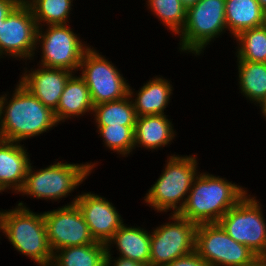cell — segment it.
Segmentation results:
<instances>
[{
  "mask_svg": "<svg viewBox=\"0 0 266 266\" xmlns=\"http://www.w3.org/2000/svg\"><path fill=\"white\" fill-rule=\"evenodd\" d=\"M7 100V95L0 96L1 140L20 143L58 125L54 112L20 83Z\"/></svg>",
  "mask_w": 266,
  "mask_h": 266,
  "instance_id": "cell-1",
  "label": "cell"
},
{
  "mask_svg": "<svg viewBox=\"0 0 266 266\" xmlns=\"http://www.w3.org/2000/svg\"><path fill=\"white\" fill-rule=\"evenodd\" d=\"M246 194L247 190L225 178L201 173L195 177L179 215L197 225L218 223Z\"/></svg>",
  "mask_w": 266,
  "mask_h": 266,
  "instance_id": "cell-2",
  "label": "cell"
},
{
  "mask_svg": "<svg viewBox=\"0 0 266 266\" xmlns=\"http://www.w3.org/2000/svg\"><path fill=\"white\" fill-rule=\"evenodd\" d=\"M1 230L17 251L37 265H51L53 252L48 243L43 213L36 214L20 202L11 211H0Z\"/></svg>",
  "mask_w": 266,
  "mask_h": 266,
  "instance_id": "cell-3",
  "label": "cell"
},
{
  "mask_svg": "<svg viewBox=\"0 0 266 266\" xmlns=\"http://www.w3.org/2000/svg\"><path fill=\"white\" fill-rule=\"evenodd\" d=\"M197 164L195 156H170L165 170L144 197L145 202L157 212L173 209V214H179L185 206L186 194L198 175Z\"/></svg>",
  "mask_w": 266,
  "mask_h": 266,
  "instance_id": "cell-4",
  "label": "cell"
},
{
  "mask_svg": "<svg viewBox=\"0 0 266 266\" xmlns=\"http://www.w3.org/2000/svg\"><path fill=\"white\" fill-rule=\"evenodd\" d=\"M94 163L70 164L57 162L34 172L31 163L19 193L35 198L58 200L66 197L87 178Z\"/></svg>",
  "mask_w": 266,
  "mask_h": 266,
  "instance_id": "cell-5",
  "label": "cell"
},
{
  "mask_svg": "<svg viewBox=\"0 0 266 266\" xmlns=\"http://www.w3.org/2000/svg\"><path fill=\"white\" fill-rule=\"evenodd\" d=\"M225 29V0H199L187 9L179 49L199 55Z\"/></svg>",
  "mask_w": 266,
  "mask_h": 266,
  "instance_id": "cell-6",
  "label": "cell"
},
{
  "mask_svg": "<svg viewBox=\"0 0 266 266\" xmlns=\"http://www.w3.org/2000/svg\"><path fill=\"white\" fill-rule=\"evenodd\" d=\"M195 252L211 266H247L259 257L231 238L219 223L197 225Z\"/></svg>",
  "mask_w": 266,
  "mask_h": 266,
  "instance_id": "cell-7",
  "label": "cell"
},
{
  "mask_svg": "<svg viewBox=\"0 0 266 266\" xmlns=\"http://www.w3.org/2000/svg\"><path fill=\"white\" fill-rule=\"evenodd\" d=\"M261 206L255 197L246 194L218 223L236 242L249 247L259 257H266V220Z\"/></svg>",
  "mask_w": 266,
  "mask_h": 266,
  "instance_id": "cell-8",
  "label": "cell"
},
{
  "mask_svg": "<svg viewBox=\"0 0 266 266\" xmlns=\"http://www.w3.org/2000/svg\"><path fill=\"white\" fill-rule=\"evenodd\" d=\"M111 62L90 48L85 52L79 69L88 86L93 105L119 100L129 94V84Z\"/></svg>",
  "mask_w": 266,
  "mask_h": 266,
  "instance_id": "cell-9",
  "label": "cell"
},
{
  "mask_svg": "<svg viewBox=\"0 0 266 266\" xmlns=\"http://www.w3.org/2000/svg\"><path fill=\"white\" fill-rule=\"evenodd\" d=\"M151 232L150 266H164L195 251L197 224L179 214Z\"/></svg>",
  "mask_w": 266,
  "mask_h": 266,
  "instance_id": "cell-10",
  "label": "cell"
},
{
  "mask_svg": "<svg viewBox=\"0 0 266 266\" xmlns=\"http://www.w3.org/2000/svg\"><path fill=\"white\" fill-rule=\"evenodd\" d=\"M67 25H48L44 33L42 26L38 27L37 44L39 42L42 45V67L62 68L73 73L78 71L81 60L90 47L82 44L77 34Z\"/></svg>",
  "mask_w": 266,
  "mask_h": 266,
  "instance_id": "cell-11",
  "label": "cell"
},
{
  "mask_svg": "<svg viewBox=\"0 0 266 266\" xmlns=\"http://www.w3.org/2000/svg\"><path fill=\"white\" fill-rule=\"evenodd\" d=\"M37 30L32 11L22 0L6 19L1 21L0 57L9 54L14 58H32L37 49Z\"/></svg>",
  "mask_w": 266,
  "mask_h": 266,
  "instance_id": "cell-12",
  "label": "cell"
},
{
  "mask_svg": "<svg viewBox=\"0 0 266 266\" xmlns=\"http://www.w3.org/2000/svg\"><path fill=\"white\" fill-rule=\"evenodd\" d=\"M47 239L52 252L61 248L95 243L76 204H67L43 213Z\"/></svg>",
  "mask_w": 266,
  "mask_h": 266,
  "instance_id": "cell-13",
  "label": "cell"
},
{
  "mask_svg": "<svg viewBox=\"0 0 266 266\" xmlns=\"http://www.w3.org/2000/svg\"><path fill=\"white\" fill-rule=\"evenodd\" d=\"M71 204H76L81 211L95 242L107 245L123 225V219L113 204L99 195L83 193L77 195Z\"/></svg>",
  "mask_w": 266,
  "mask_h": 266,
  "instance_id": "cell-14",
  "label": "cell"
},
{
  "mask_svg": "<svg viewBox=\"0 0 266 266\" xmlns=\"http://www.w3.org/2000/svg\"><path fill=\"white\" fill-rule=\"evenodd\" d=\"M25 71L19 83L53 112L57 110L60 97L69 78L74 75L62 68H46Z\"/></svg>",
  "mask_w": 266,
  "mask_h": 266,
  "instance_id": "cell-15",
  "label": "cell"
},
{
  "mask_svg": "<svg viewBox=\"0 0 266 266\" xmlns=\"http://www.w3.org/2000/svg\"><path fill=\"white\" fill-rule=\"evenodd\" d=\"M24 148L18 142L0 139L1 192L12 188L18 193L22 189L30 165L29 153Z\"/></svg>",
  "mask_w": 266,
  "mask_h": 266,
  "instance_id": "cell-16",
  "label": "cell"
},
{
  "mask_svg": "<svg viewBox=\"0 0 266 266\" xmlns=\"http://www.w3.org/2000/svg\"><path fill=\"white\" fill-rule=\"evenodd\" d=\"M172 122L166 115H146L136 118L134 129V147L158 149L166 146L176 135Z\"/></svg>",
  "mask_w": 266,
  "mask_h": 266,
  "instance_id": "cell-17",
  "label": "cell"
},
{
  "mask_svg": "<svg viewBox=\"0 0 266 266\" xmlns=\"http://www.w3.org/2000/svg\"><path fill=\"white\" fill-rule=\"evenodd\" d=\"M111 244L117 245L119 257L150 265L151 233L147 230L123 224L106 246L109 247Z\"/></svg>",
  "mask_w": 266,
  "mask_h": 266,
  "instance_id": "cell-18",
  "label": "cell"
},
{
  "mask_svg": "<svg viewBox=\"0 0 266 266\" xmlns=\"http://www.w3.org/2000/svg\"><path fill=\"white\" fill-rule=\"evenodd\" d=\"M72 75L67 81L60 97L57 110L54 112L57 122L64 119L83 116L86 112H93L94 105L85 81L79 76Z\"/></svg>",
  "mask_w": 266,
  "mask_h": 266,
  "instance_id": "cell-19",
  "label": "cell"
},
{
  "mask_svg": "<svg viewBox=\"0 0 266 266\" xmlns=\"http://www.w3.org/2000/svg\"><path fill=\"white\" fill-rule=\"evenodd\" d=\"M227 29L233 37L265 24V11L257 0H225Z\"/></svg>",
  "mask_w": 266,
  "mask_h": 266,
  "instance_id": "cell-20",
  "label": "cell"
},
{
  "mask_svg": "<svg viewBox=\"0 0 266 266\" xmlns=\"http://www.w3.org/2000/svg\"><path fill=\"white\" fill-rule=\"evenodd\" d=\"M172 85L163 77H155L149 80L136 93L133 105L137 117L146 115H165L164 109L168 106Z\"/></svg>",
  "mask_w": 266,
  "mask_h": 266,
  "instance_id": "cell-21",
  "label": "cell"
},
{
  "mask_svg": "<svg viewBox=\"0 0 266 266\" xmlns=\"http://www.w3.org/2000/svg\"><path fill=\"white\" fill-rule=\"evenodd\" d=\"M106 255L107 246L99 242L61 248L53 252L50 266H106Z\"/></svg>",
  "mask_w": 266,
  "mask_h": 266,
  "instance_id": "cell-22",
  "label": "cell"
},
{
  "mask_svg": "<svg viewBox=\"0 0 266 266\" xmlns=\"http://www.w3.org/2000/svg\"><path fill=\"white\" fill-rule=\"evenodd\" d=\"M133 90L119 100L95 105L93 113L97 125L135 126L137 115L132 102ZM131 100V101H130Z\"/></svg>",
  "mask_w": 266,
  "mask_h": 266,
  "instance_id": "cell-23",
  "label": "cell"
},
{
  "mask_svg": "<svg viewBox=\"0 0 266 266\" xmlns=\"http://www.w3.org/2000/svg\"><path fill=\"white\" fill-rule=\"evenodd\" d=\"M241 93L261 104L266 98V63L237 61Z\"/></svg>",
  "mask_w": 266,
  "mask_h": 266,
  "instance_id": "cell-24",
  "label": "cell"
},
{
  "mask_svg": "<svg viewBox=\"0 0 266 266\" xmlns=\"http://www.w3.org/2000/svg\"><path fill=\"white\" fill-rule=\"evenodd\" d=\"M31 9L38 27L67 24L73 0H23Z\"/></svg>",
  "mask_w": 266,
  "mask_h": 266,
  "instance_id": "cell-25",
  "label": "cell"
},
{
  "mask_svg": "<svg viewBox=\"0 0 266 266\" xmlns=\"http://www.w3.org/2000/svg\"><path fill=\"white\" fill-rule=\"evenodd\" d=\"M238 61L266 63V26L251 28L235 37Z\"/></svg>",
  "mask_w": 266,
  "mask_h": 266,
  "instance_id": "cell-26",
  "label": "cell"
},
{
  "mask_svg": "<svg viewBox=\"0 0 266 266\" xmlns=\"http://www.w3.org/2000/svg\"><path fill=\"white\" fill-rule=\"evenodd\" d=\"M148 6L175 34H179L186 22L187 9L180 0H148Z\"/></svg>",
  "mask_w": 266,
  "mask_h": 266,
  "instance_id": "cell-27",
  "label": "cell"
},
{
  "mask_svg": "<svg viewBox=\"0 0 266 266\" xmlns=\"http://www.w3.org/2000/svg\"><path fill=\"white\" fill-rule=\"evenodd\" d=\"M97 129L106 147L126 157L134 148L135 126L97 125Z\"/></svg>",
  "mask_w": 266,
  "mask_h": 266,
  "instance_id": "cell-28",
  "label": "cell"
},
{
  "mask_svg": "<svg viewBox=\"0 0 266 266\" xmlns=\"http://www.w3.org/2000/svg\"><path fill=\"white\" fill-rule=\"evenodd\" d=\"M164 266H211L205 260H203L195 251L175 259L171 263H168Z\"/></svg>",
  "mask_w": 266,
  "mask_h": 266,
  "instance_id": "cell-29",
  "label": "cell"
},
{
  "mask_svg": "<svg viewBox=\"0 0 266 266\" xmlns=\"http://www.w3.org/2000/svg\"><path fill=\"white\" fill-rule=\"evenodd\" d=\"M111 249L110 247H107V255H106V266H150V265H145V264H142V263H138L136 261H133V260H130L128 258H124V257H118L117 260H113L115 261L114 263H112L113 261L111 260V255L110 254L111 252ZM113 264V265H111Z\"/></svg>",
  "mask_w": 266,
  "mask_h": 266,
  "instance_id": "cell-30",
  "label": "cell"
},
{
  "mask_svg": "<svg viewBox=\"0 0 266 266\" xmlns=\"http://www.w3.org/2000/svg\"><path fill=\"white\" fill-rule=\"evenodd\" d=\"M22 0H0V24Z\"/></svg>",
  "mask_w": 266,
  "mask_h": 266,
  "instance_id": "cell-31",
  "label": "cell"
},
{
  "mask_svg": "<svg viewBox=\"0 0 266 266\" xmlns=\"http://www.w3.org/2000/svg\"><path fill=\"white\" fill-rule=\"evenodd\" d=\"M247 266H266V257H258L252 264Z\"/></svg>",
  "mask_w": 266,
  "mask_h": 266,
  "instance_id": "cell-32",
  "label": "cell"
},
{
  "mask_svg": "<svg viewBox=\"0 0 266 266\" xmlns=\"http://www.w3.org/2000/svg\"><path fill=\"white\" fill-rule=\"evenodd\" d=\"M183 6L188 9L189 7H192L195 5L199 0H180Z\"/></svg>",
  "mask_w": 266,
  "mask_h": 266,
  "instance_id": "cell-33",
  "label": "cell"
},
{
  "mask_svg": "<svg viewBox=\"0 0 266 266\" xmlns=\"http://www.w3.org/2000/svg\"><path fill=\"white\" fill-rule=\"evenodd\" d=\"M259 106L261 107L263 116L266 118V98L262 101V103Z\"/></svg>",
  "mask_w": 266,
  "mask_h": 266,
  "instance_id": "cell-34",
  "label": "cell"
},
{
  "mask_svg": "<svg viewBox=\"0 0 266 266\" xmlns=\"http://www.w3.org/2000/svg\"><path fill=\"white\" fill-rule=\"evenodd\" d=\"M262 9L266 12V0H257Z\"/></svg>",
  "mask_w": 266,
  "mask_h": 266,
  "instance_id": "cell-35",
  "label": "cell"
}]
</instances>
